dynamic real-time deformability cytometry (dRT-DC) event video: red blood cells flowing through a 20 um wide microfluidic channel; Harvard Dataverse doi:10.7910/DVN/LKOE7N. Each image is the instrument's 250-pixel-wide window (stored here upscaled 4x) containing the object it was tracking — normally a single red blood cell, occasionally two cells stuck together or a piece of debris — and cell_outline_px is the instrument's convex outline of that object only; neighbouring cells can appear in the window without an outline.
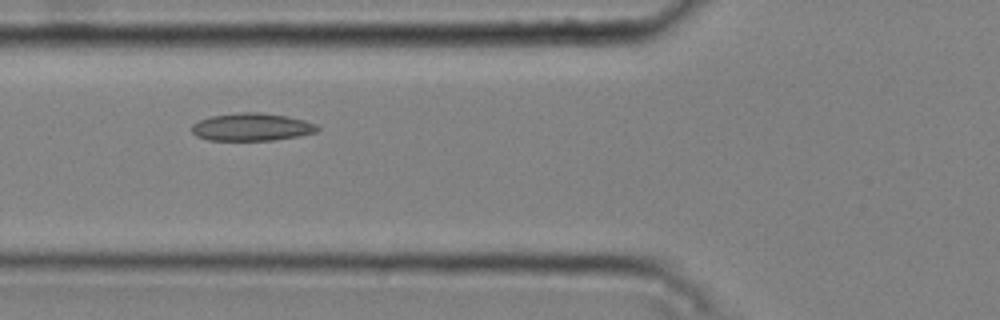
{"species": "common noctule bat (a hibernating species)", "species_latin": "Nyctalus noctula", "temperature_condition": "cold", "stored_images_in_passage": 8, "camera_frame_rate_fps": 3000, "um_per_image_px": 0.085, "animal": {"sex": "male", "body_mass_g": 20.4}, "frame": {"image": 1, "passage_image": 6, "time_ms": 1.667, "image_size_px": [1000, 320], "cell_outline_px": [[320, 128], [316, 132], [296, 136], [272, 140], [208, 140], [196, 136], [192, 132], [192, 124], [200, 120], [212, 116], [240, 112], [260, 112], [288, 116], [304, 120], [316, 124]], "centroid_in_image_um": [21.39, 10.79], "position_along_channel_um": 104.4, "area_um2": 20.17}}
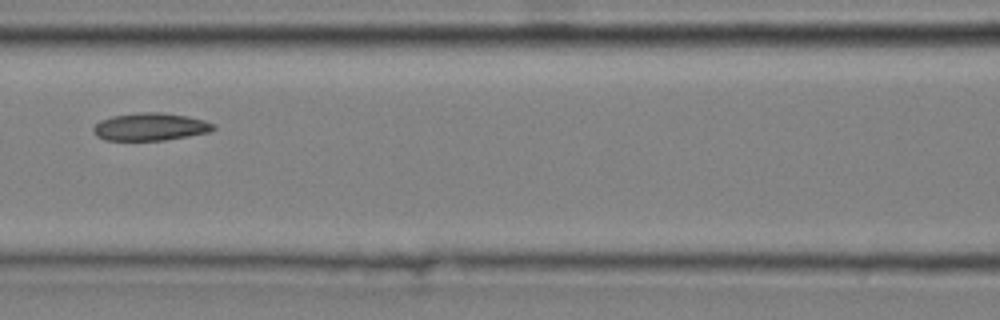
{"frame": {"image": 2, "passage_image": 7, "time_ms": 2.0, "image_size_px": [1000, 320], "cell_outline_px": [[216, 128], [212, 132], [164, 140], [104, 140], [96, 136], [92, 132], [92, 128], [100, 120], [112, 116], [140, 112], [160, 112], [184, 116], [204, 120], [216, 124]], "centroid_in_image_um": [12.78, 10.78], "position_along_channel_um": 153.8, "area_um2": 19.42}}
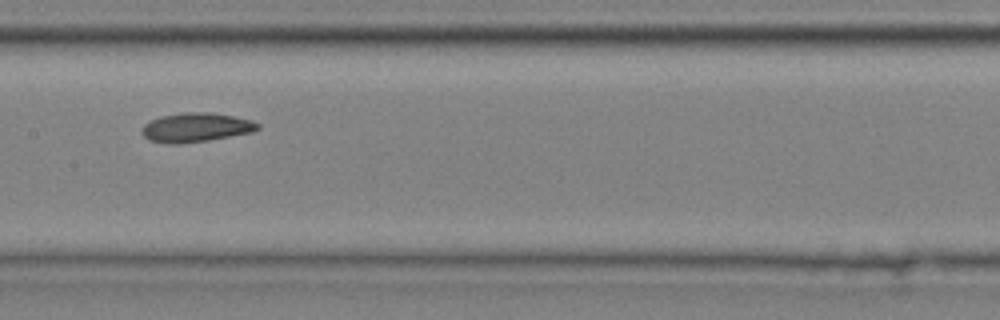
{"frame": {"image": 3, "passage_image": 8, "time_ms": 2.333, "image_size_px": [1000, 320], "cell_outline_px": [[260, 128], [252, 132], [208, 140], [180, 144], [168, 144], [148, 140], [140, 132], [140, 128], [148, 120], [160, 116], [184, 112], [212, 112], [252, 120], [260, 124]], "centroid_in_image_um": [16.6, 10.83], "position_along_channel_um": 190.8, "area_um2": 19.94}}